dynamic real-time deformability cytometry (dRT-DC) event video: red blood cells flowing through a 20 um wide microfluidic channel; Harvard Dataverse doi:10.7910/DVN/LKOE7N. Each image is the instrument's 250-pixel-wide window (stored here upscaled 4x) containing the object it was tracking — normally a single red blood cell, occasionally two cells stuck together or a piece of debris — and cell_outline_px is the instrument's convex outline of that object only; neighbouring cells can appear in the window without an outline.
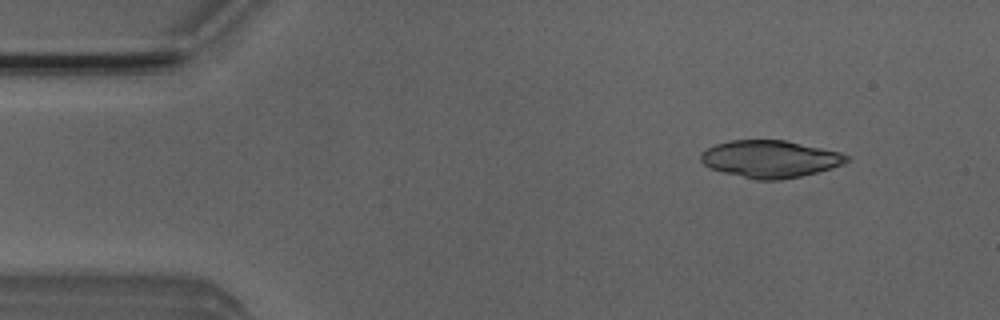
{"species": "Egyptian fruit bat (a non-hibernating species)", "species_latin": "Rousettus aegyptiacus", "temperature_condition": "room temperature", "stored_images_in_passage": 4, "camera_frame_rate_fps": 3000, "um_per_image_px": 0.085, "animal": {"sex": "male"}, "frame": {"image": 1, "passage_image": 1, "time_ms": 0.0, "image_size_px": [1000, 320], "cell_outline_px": [[852, 160], [844, 164], [832, 168], [800, 176], [780, 180], [756, 180], [708, 168], [700, 160], [700, 152], [704, 148], [728, 140], [784, 140], [840, 152], [852, 156]], "centroid_in_image_um": [65.46, 13.51], "position_along_channel_um": 19.5, "area_um2": 31.91}}